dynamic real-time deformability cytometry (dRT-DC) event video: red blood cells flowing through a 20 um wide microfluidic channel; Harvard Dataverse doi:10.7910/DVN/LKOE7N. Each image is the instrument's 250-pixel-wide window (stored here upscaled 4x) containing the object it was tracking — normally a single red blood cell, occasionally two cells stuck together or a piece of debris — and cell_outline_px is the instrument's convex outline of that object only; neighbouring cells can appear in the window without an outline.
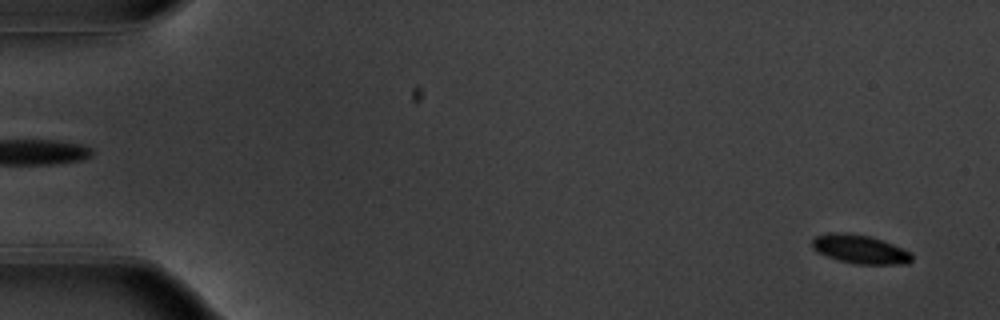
{"species": "common noctule bat (a hibernating species)", "species_latin": "Nyctalus noctula", "temperature_condition": "warm", "stored_images_in_passage": 56, "camera_frame_rate_fps": 3000, "um_per_image_px": 0.085, "animal": {"sex": "male", "body_mass_g": 20.1, "forearm_length_mm": 53.5}, "frame": {"image": 1, "passage_image": 3, "time_ms": 0.667, "image_size_px": [1000, 320], "cell_outline_px": [[912, 260], [908, 264], [856, 264], [840, 260], [828, 256], [812, 248], [812, 240], [816, 236], [828, 232], [848, 232], [868, 236], [892, 244], [912, 252]], "centroid_in_image_um": [73.11, 21.18], "position_along_channel_um": 11.9, "area_um2": 16.59}}
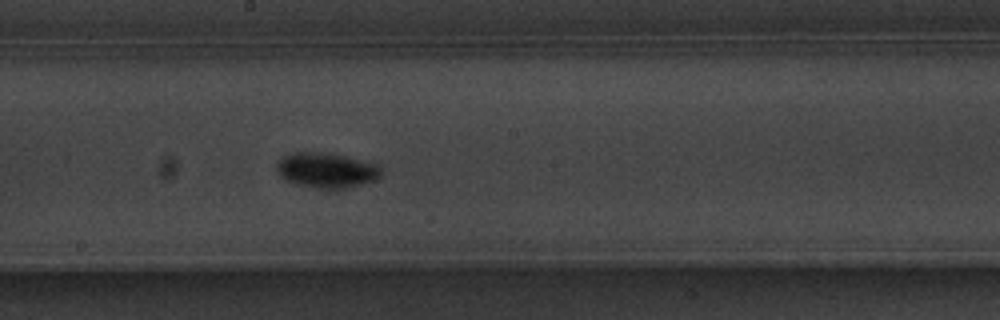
{"frame": {"image": 2, "passage_image": 31, "time_ms": 10.0, "image_size_px": [1000, 320], "cell_outline_px": [[380, 176], [376, 180], [344, 188], [320, 188], [300, 184], [288, 180], [280, 176], [276, 168], [276, 164], [284, 156], [296, 152], [320, 152], [368, 160], [380, 164]], "centroid_in_image_um": [27.8, 14.45], "position_along_channel_um": 220.4, "area_um2": 21.1}}
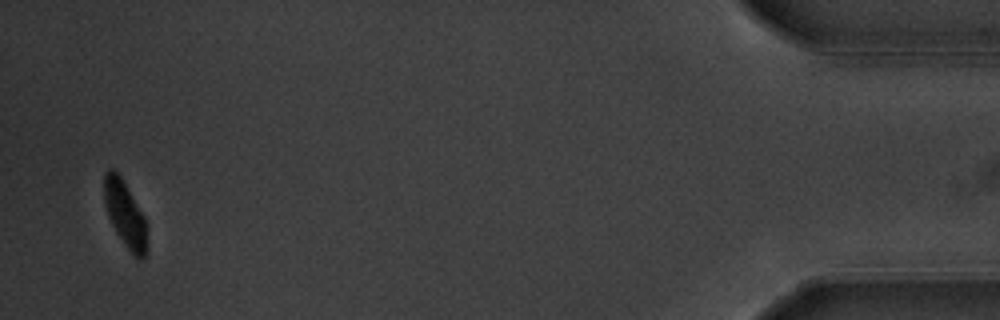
{"frame": {"image": 3, "passage_image": 54, "time_ms": 17.667, "image_size_px": [1000, 320], "cell_outline_px": [[148, 252], [144, 260], [140, 260], [132, 256], [116, 232], [108, 216], [104, 200], [104, 172], [108, 168], [112, 168], [120, 176], [144, 216], [148, 228]], "centroid_in_image_um": [10.67, 18.29], "position_along_channel_um": 424.5, "area_um2": 16.88}}